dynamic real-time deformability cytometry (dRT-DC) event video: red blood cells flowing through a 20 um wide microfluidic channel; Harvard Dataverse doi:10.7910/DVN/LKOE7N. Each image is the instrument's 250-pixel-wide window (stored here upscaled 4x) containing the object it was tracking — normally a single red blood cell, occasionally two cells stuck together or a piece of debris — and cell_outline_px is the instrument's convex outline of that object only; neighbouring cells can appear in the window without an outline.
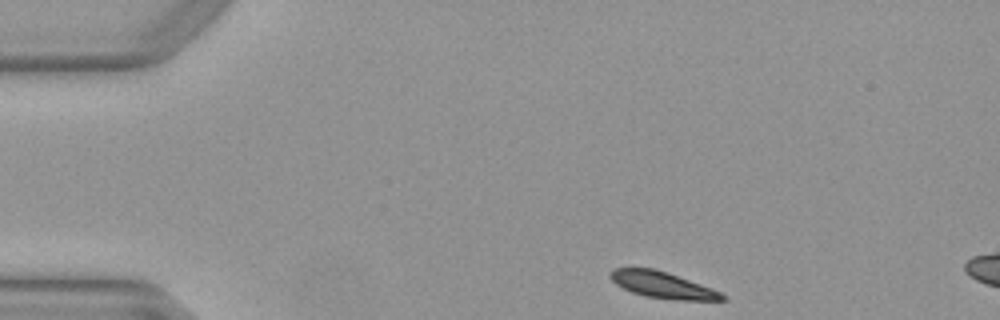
{"species": "Egyptian fruit bat (a non-hibernating species)", "species_latin": "Rousettus aegyptiacus", "temperature_condition": "warm", "stored_images_in_passage": 5, "camera_frame_rate_fps": 3000, "um_per_image_px": 0.085, "animal": {"sex": "female"}, "frame": {"image": 1, "passage_image": 1, "time_ms": 0.0, "image_size_px": [1000, 320], "cell_outline_px": [[728, 300], [676, 300], [644, 296], [632, 292], [616, 284], [608, 276], [608, 272], [612, 268], [652, 268], [668, 272], [712, 288], [728, 296]], "centroid_in_image_um": [56.32, 24.22], "position_along_channel_um": 28.7, "area_um2": 17.34}}